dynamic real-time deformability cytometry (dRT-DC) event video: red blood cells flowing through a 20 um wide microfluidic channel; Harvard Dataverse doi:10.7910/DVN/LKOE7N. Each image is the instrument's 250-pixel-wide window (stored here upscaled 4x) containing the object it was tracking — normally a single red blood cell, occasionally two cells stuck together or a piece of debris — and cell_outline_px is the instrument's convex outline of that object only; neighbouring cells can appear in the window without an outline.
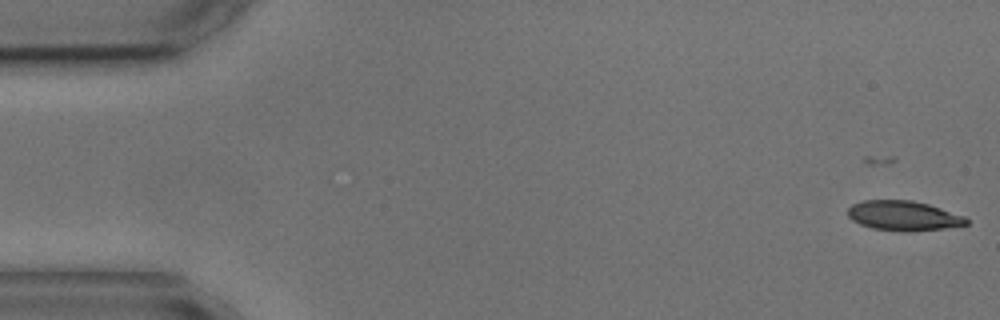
{"species": "common noctule bat (a hibernating species)", "species_latin": "Nyctalus noctula", "temperature_condition": "cold", "stored_images_in_passage": 4, "camera_frame_rate_fps": 3000, "um_per_image_px": 0.085, "animal": {"sex": "male", "body_mass_g": 17.9, "forearm_length_mm": 54.2}, "frame": {"image": 1, "passage_image": 1, "time_ms": 0.0, "image_size_px": [1000, 320], "cell_outline_px": [[968, 224], [944, 228], [908, 232], [900, 232], [872, 228], [860, 224], [852, 220], [848, 216], [848, 208], [852, 204], [864, 200], [912, 200], [928, 204], [964, 216], [968, 220]], "centroid_in_image_um": [76.77, 18.34], "position_along_channel_um": 8.2, "area_um2": 20.58}}